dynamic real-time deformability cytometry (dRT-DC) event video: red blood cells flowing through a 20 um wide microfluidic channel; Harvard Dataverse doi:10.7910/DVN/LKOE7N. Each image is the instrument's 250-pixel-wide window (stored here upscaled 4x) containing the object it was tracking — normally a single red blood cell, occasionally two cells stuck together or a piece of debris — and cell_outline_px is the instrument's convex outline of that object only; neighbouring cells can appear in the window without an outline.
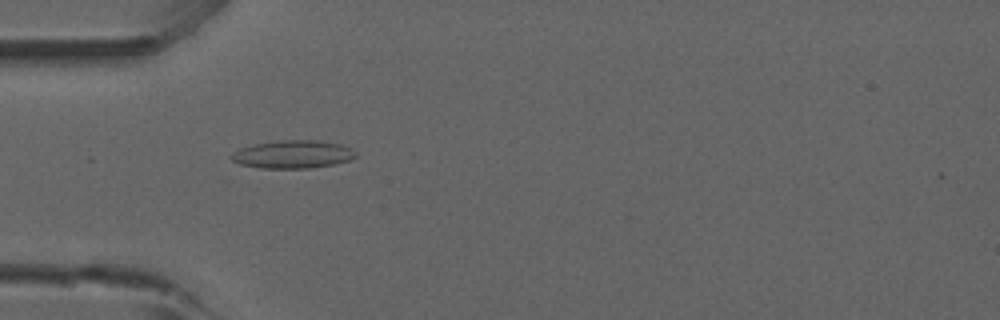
{"species": "common noctule bat (a hibernating species)", "species_latin": "Nyctalus noctula", "temperature_condition": "room temperature", "stored_images_in_passage": 50, "camera_frame_rate_fps": 3000, "um_per_image_px": 0.085, "animal": {"sex": "male", "forearm_length_mm": 52.5}, "frame": {"image": 1, "passage_image": 13, "time_ms": 4.0, "image_size_px": [1000, 320], "cell_outline_px": [[356, 156], [348, 160], [336, 164], [308, 168], [260, 168], [240, 164], [232, 160], [228, 156], [232, 152], [240, 148], [252, 144], [280, 140], [316, 140], [340, 144], [352, 148], [356, 152]], "centroid_in_image_um": [24.86, 13.11], "position_along_channel_um": 60.1, "area_um2": 20.4}}
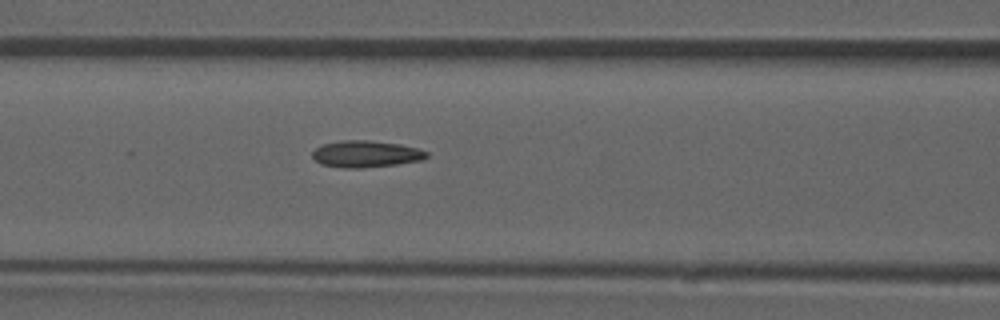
{"frame": {"image": 2, "passage_image": 19, "time_ms": 6.0, "image_size_px": [1000, 320], "cell_outline_px": [[428, 156], [424, 160], [396, 164], [360, 168], [344, 168], [320, 164], [312, 156], [312, 152], [316, 148], [324, 144], [340, 140], [368, 140], [400, 144], [420, 148], [428, 152]], "centroid_in_image_um": [31.13, 13.08], "position_along_channel_um": 135.5, "area_um2": 17.86}}
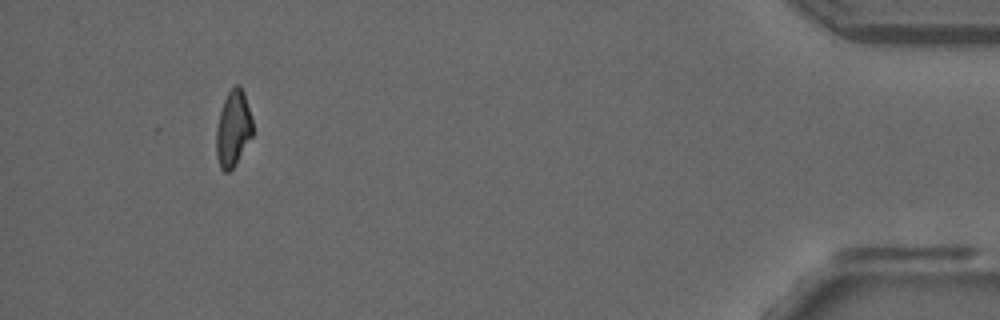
{"frame": {"image": 3, "passage_image": 46, "time_ms": 15.0, "image_size_px": [1000, 320], "cell_outline_px": [[252, 136], [236, 164], [228, 172], [224, 172], [220, 168], [216, 156], [216, 128], [220, 112], [224, 100], [228, 92], [236, 84], [240, 84], [244, 92], [252, 120]], "centroid_in_image_um": [19.81, 10.94], "position_along_channel_um": 415.4, "area_um2": 16.13}, "authors_computed_cell_mechanics": {"area_um2": 17.3689, "velocity_mm_per_s": 3.8851, "shape_relaxation_time_tau1_ms": null, "shape_relaxation_time_tau2_ms": 3.5216, "deformation_change_tau1": null, "deformation_change_tau2": 0.0997}}